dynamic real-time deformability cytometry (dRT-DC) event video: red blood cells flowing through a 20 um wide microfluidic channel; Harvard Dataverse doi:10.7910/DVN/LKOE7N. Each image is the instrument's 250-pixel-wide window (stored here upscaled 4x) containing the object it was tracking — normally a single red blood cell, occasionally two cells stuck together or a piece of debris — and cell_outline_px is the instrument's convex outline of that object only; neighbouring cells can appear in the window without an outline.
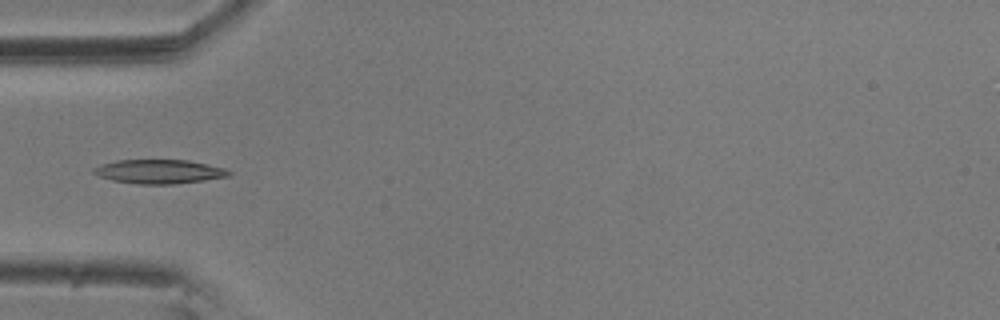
{"species": "common noctule bat (a hibernating species)", "species_latin": "Nyctalus noctula", "temperature_condition": "room temperature", "stored_images_in_passage": 14, "camera_frame_rate_fps": 3000, "um_per_image_px": 0.085, "animal": {"sex": "male", "body_mass_g": 20.5, "forearm_length_mm": 52.5}, "frame": {"image": 1, "passage_image": 4, "time_ms": 1.0, "image_size_px": [1000, 320], "cell_outline_px": [[232, 172], [228, 176], [204, 180], [176, 184], [136, 184], [112, 180], [100, 176], [92, 172], [92, 168], [100, 164], [116, 160], [188, 160], [224, 168]], "centroid_in_image_um": [13.49, 14.58], "position_along_channel_um": 71.5, "area_um2": 18.9}}
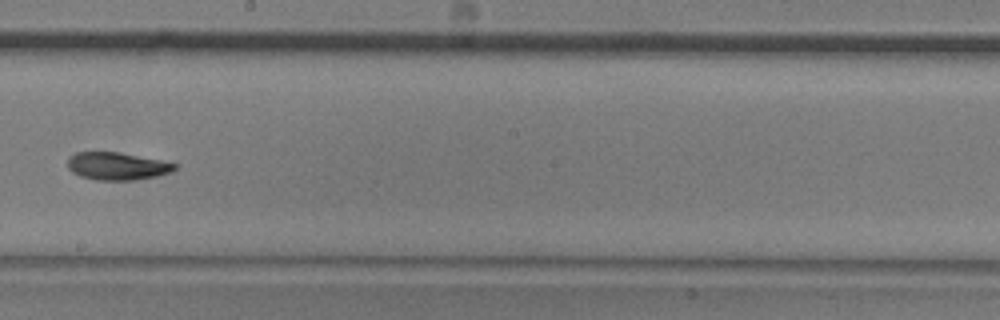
{"frame": {"image": 2, "passage_image": 8, "time_ms": 2.333, "image_size_px": [1000, 320], "cell_outline_px": [[176, 168], [172, 172], [156, 176], [136, 180], [96, 180], [80, 176], [72, 172], [68, 168], [68, 156], [76, 152], [120, 152], [160, 160], [176, 164]], "centroid_in_image_um": [9.93, 14.12], "position_along_channel_um": 238.3, "area_um2": 17.28}}
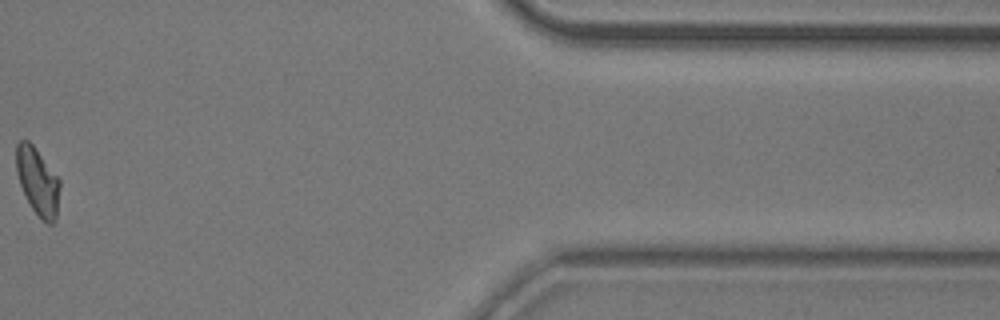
{"frame": {"image": 3, "passage_image": 13, "time_ms": 4.0, "image_size_px": [1000, 320], "cell_outline_px": [[60, 188], [56, 220], [52, 224], [48, 224], [32, 208], [20, 184], [16, 172], [16, 144], [20, 140], [28, 140], [32, 144], [60, 180]], "centroid_in_image_um": [3.2, 15.41], "position_along_channel_um": 408.2, "area_um2": 16.82}}